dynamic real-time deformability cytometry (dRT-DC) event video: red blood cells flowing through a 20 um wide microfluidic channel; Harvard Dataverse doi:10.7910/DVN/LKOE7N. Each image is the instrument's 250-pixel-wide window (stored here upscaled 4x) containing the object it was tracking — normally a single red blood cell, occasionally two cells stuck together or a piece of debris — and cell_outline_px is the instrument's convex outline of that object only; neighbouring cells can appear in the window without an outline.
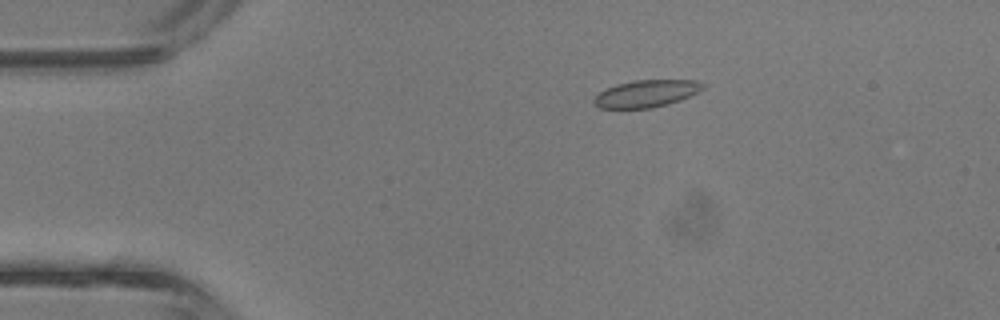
{"species": "common noctule bat (a hibernating species)", "species_latin": "Nyctalus noctula", "temperature_condition": "room temperature", "stored_images_in_passage": 35, "camera_frame_rate_fps": 3000, "um_per_image_px": 0.085, "animal": {"sex": "male", "body_mass_g": 13.3}, "frame": {"image": 1, "passage_image": 1, "time_ms": 0.0, "image_size_px": [1000, 320], "cell_outline_px": [[704, 88], [680, 100], [668, 104], [652, 108], [600, 108], [592, 104], [592, 100], [600, 92], [616, 84], [632, 80], [696, 80], [704, 84]], "centroid_in_image_um": [54.9, 7.95], "position_along_channel_um": 30.1, "area_um2": 17.17}}
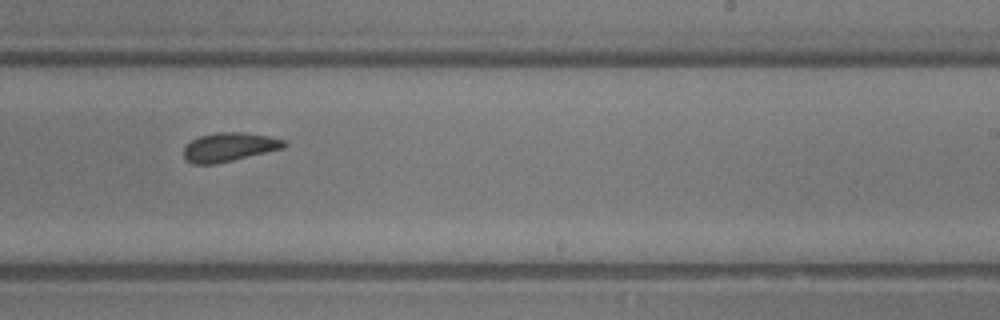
{"frame": {"image": 2, "passage_image": 19, "time_ms": 6.0, "image_size_px": [1000, 320], "cell_outline_px": [[288, 144], [284, 148], [216, 164], [192, 164], [184, 160], [184, 148], [192, 140], [200, 136], [216, 132], [244, 132], [268, 136], [284, 140]], "centroid_in_image_um": [19.47, 12.5], "position_along_channel_um": 269.5, "area_um2": 16.88}}
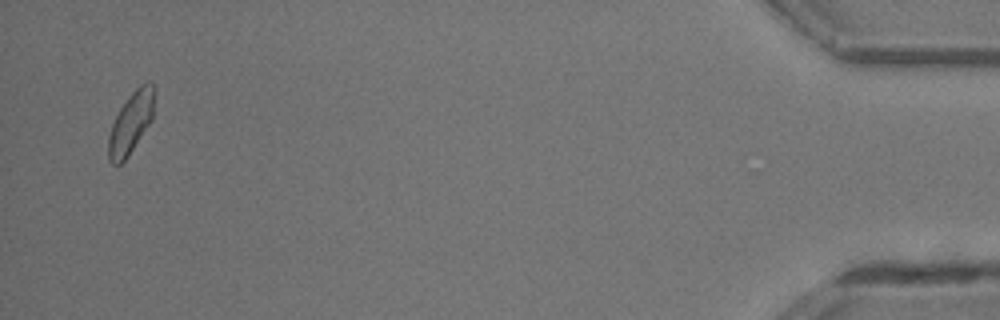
{"frame": {"image": 3, "passage_image": 34, "time_ms": 11.0, "image_size_px": [1000, 320], "cell_outline_px": [[156, 92], [152, 120], [128, 156], [120, 164], [112, 164], [108, 160], [108, 136], [112, 124], [120, 108], [128, 96], [140, 84], [148, 80], [156, 88]], "centroid_in_image_um": [11.15, 10.39], "position_along_channel_um": 424.0, "area_um2": 16.65}, "authors_computed_cell_mechanics": {"area_um2": 16.9354, "velocity_mm_per_s": 4.8858, "shape_relaxation_time_tau1_ms": 2.817, "shape_relaxation_time_tau2_ms": 0.8198, "deformation_change_tau1": 0.0862, "deformation_change_tau2": 0.0804}}